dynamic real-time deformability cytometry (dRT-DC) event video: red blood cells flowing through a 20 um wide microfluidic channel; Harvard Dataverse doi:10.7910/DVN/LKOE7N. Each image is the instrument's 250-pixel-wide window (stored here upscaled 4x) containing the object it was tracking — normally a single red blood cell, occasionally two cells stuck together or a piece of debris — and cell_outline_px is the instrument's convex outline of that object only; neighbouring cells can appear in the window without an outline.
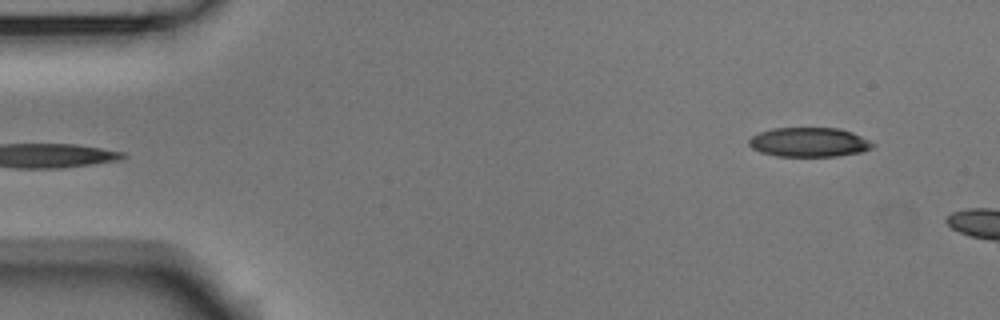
{"species": "Egyptian fruit bat (a non-hibernating species)", "species_latin": "Rousettus aegyptiacus", "temperature_condition": "room temperature", "stored_images_in_passage": 3, "camera_frame_rate_fps": 3000, "um_per_image_px": 0.085, "animal": {"sex": "male"}, "frame": {"image": 1, "passage_image": 3, "time_ms": 0.667, "image_size_px": [1000, 320], "cell_outline_px": [[876, 144], [872, 148], [860, 152], [836, 156], [776, 156], [760, 152], [752, 148], [748, 144], [748, 140], [752, 136], [760, 132], [772, 128], [840, 128], [852, 132]], "centroid_in_image_um": [68.75, 12.08], "position_along_channel_um": 16.2, "area_um2": 21.15}}